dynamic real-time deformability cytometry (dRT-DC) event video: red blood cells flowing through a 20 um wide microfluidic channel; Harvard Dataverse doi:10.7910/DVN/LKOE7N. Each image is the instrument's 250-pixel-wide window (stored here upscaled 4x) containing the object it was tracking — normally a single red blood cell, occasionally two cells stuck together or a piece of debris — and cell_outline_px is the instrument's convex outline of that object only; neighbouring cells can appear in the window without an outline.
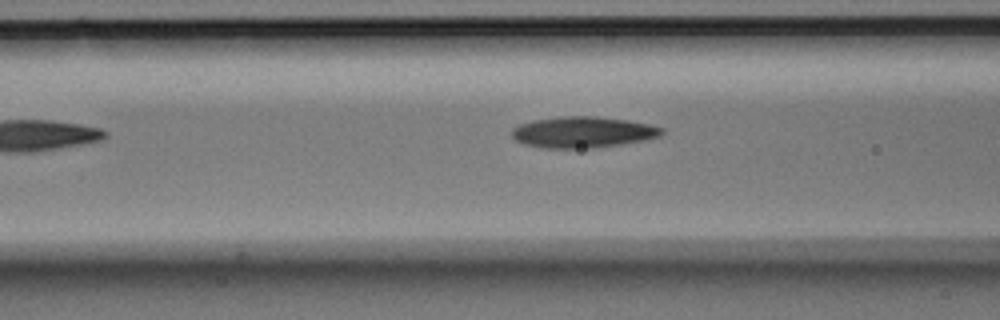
{"species": "Egyptian fruit bat (a non-hibernating species)", "species_latin": "Rousettus aegyptiacus", "temperature_condition": "room temperature", "stored_images_in_passage": 5, "camera_frame_rate_fps": 3000, "um_per_image_px": 0.085, "animal": {"sex": "male"}, "frame": {"image": 1, "passage_image": 5, "time_ms": 1.333, "image_size_px": [1000, 320], "cell_outline_px": [[664, 132], [660, 136], [644, 140], [620, 144], [592, 148], [540, 148], [524, 144], [516, 140], [512, 136], [512, 128], [520, 124], [532, 120], [560, 116], [596, 116], [628, 120], [652, 124], [664, 128]], "centroid_in_image_um": [49.55, 11.23], "position_along_channel_um": 117.1, "area_um2": 27.4}}